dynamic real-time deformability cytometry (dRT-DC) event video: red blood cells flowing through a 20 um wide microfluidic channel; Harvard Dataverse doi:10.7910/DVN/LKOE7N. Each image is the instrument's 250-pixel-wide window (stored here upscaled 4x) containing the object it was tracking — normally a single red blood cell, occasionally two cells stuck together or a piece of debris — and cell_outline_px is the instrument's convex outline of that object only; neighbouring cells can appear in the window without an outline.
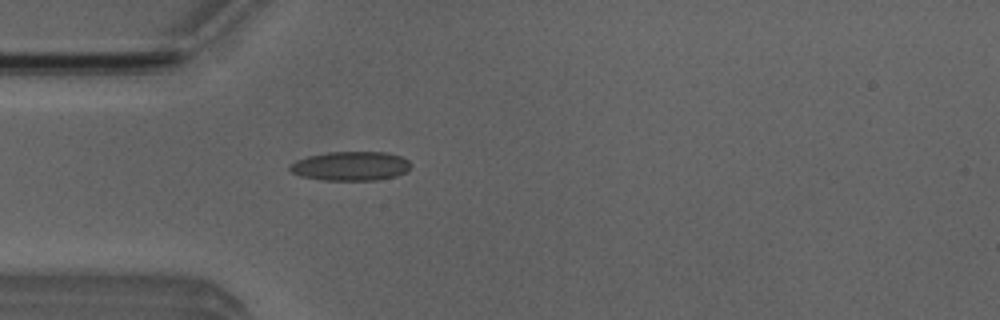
{"species": "Egyptian fruit bat (a non-hibernating species)", "species_latin": "Rousettus aegyptiacus", "temperature_condition": "room temperature", "stored_images_in_passage": 43, "camera_frame_rate_fps": 3000, "um_per_image_px": 0.085, "animal": {"sex": "male"}, "frame": {"image": 1, "passage_image": 7, "time_ms": 2.0, "image_size_px": [1000, 320], "cell_outline_px": [[412, 164], [408, 172], [396, 176], [376, 180], [324, 180], [300, 176], [292, 172], [288, 168], [296, 160], [308, 156], [328, 152], [388, 152], [400, 156], [408, 160]], "centroid_in_image_um": [29.84, 14.11], "position_along_channel_um": 55.2, "area_um2": 20.63}}
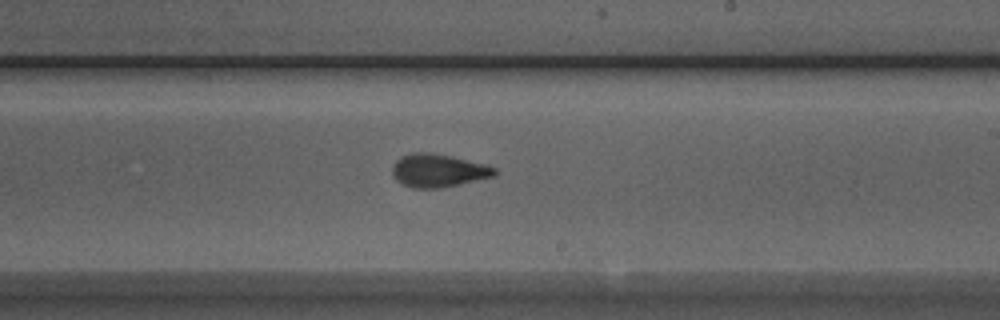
{"frame": {"image": 2, "passage_image": 22, "time_ms": 7.0, "image_size_px": [1000, 320], "cell_outline_px": [[496, 176], [460, 184], [440, 188], [412, 188], [396, 180], [392, 172], [392, 164], [396, 160], [412, 152], [428, 152], [488, 164], [496, 168]], "centroid_in_image_um": [37.27, 14.5], "position_along_channel_um": 251.7, "area_um2": 19.71}}
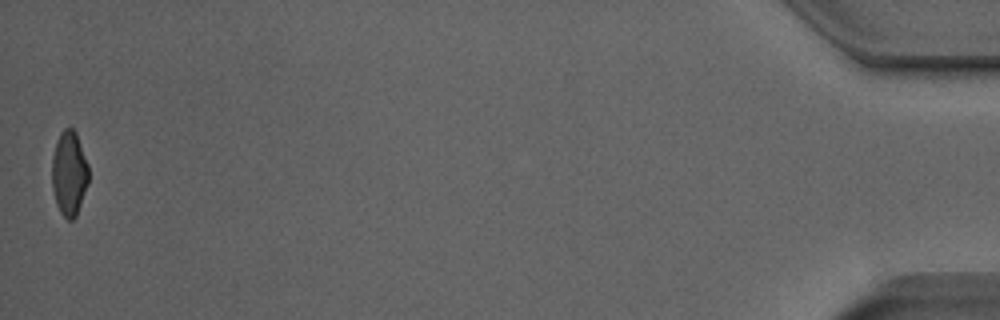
{"frame": {"image": 3, "passage_image": 43, "time_ms": 14.0, "image_size_px": [1000, 320], "cell_outline_px": [[88, 184], [76, 216], [72, 220], [68, 220], [60, 212], [56, 204], [52, 188], [52, 156], [56, 140], [60, 132], [64, 128], [72, 128], [76, 132], [88, 164]], "centroid_in_image_um": [5.87, 14.72], "position_along_channel_um": 429.3, "area_um2": 18.21}, "authors_computed_cell_mechanics": {"area_um2": 19.1318, "velocity_mm_per_s": 4.0142, "shape_relaxation_time_tau1_ms": 6.0977, "shape_relaxation_time_tau2_ms": 2.1487, "deformation_change_tau1": 0.1685, "deformation_change_tau2": 0.0821}}